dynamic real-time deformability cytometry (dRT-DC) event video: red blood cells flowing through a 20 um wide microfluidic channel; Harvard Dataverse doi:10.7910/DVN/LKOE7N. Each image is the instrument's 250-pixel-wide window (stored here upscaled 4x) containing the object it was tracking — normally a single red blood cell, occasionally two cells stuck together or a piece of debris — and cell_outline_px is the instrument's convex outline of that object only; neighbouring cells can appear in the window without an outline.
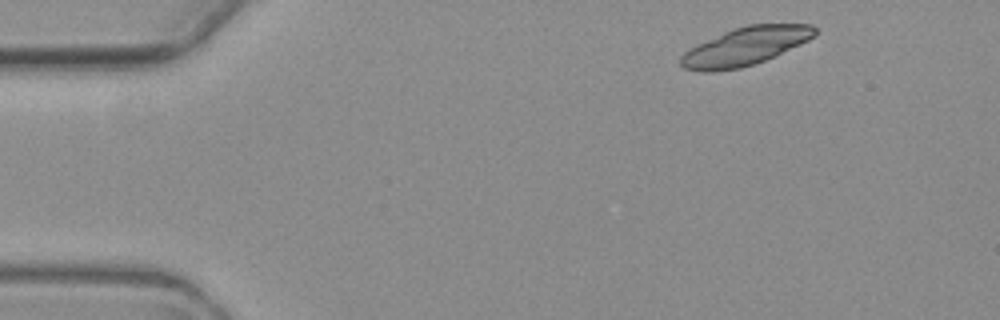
{"species": "common noctule bat (a hibernating species)", "species_latin": "Nyctalus noctula", "temperature_condition": "warm", "stored_images_in_passage": 2, "camera_frame_rate_fps": 3000, "um_per_image_px": 0.085, "animal": {"sex": "female", "body_mass_g": 19.3, "forearm_length_mm": 54.1}, "frame": {"image": 1, "passage_image": 1, "time_ms": 0.0, "image_size_px": [1000, 320], "cell_outline_px": [[816, 32], [808, 40], [764, 60], [740, 68], [716, 72], [700, 72], [684, 68], [680, 64], [680, 56], [684, 52], [696, 44], [732, 28], [748, 24], [812, 24], [816, 28]], "centroid_in_image_um": [63.28, 3.94], "position_along_channel_um": 21.7, "area_um2": 29.59}}